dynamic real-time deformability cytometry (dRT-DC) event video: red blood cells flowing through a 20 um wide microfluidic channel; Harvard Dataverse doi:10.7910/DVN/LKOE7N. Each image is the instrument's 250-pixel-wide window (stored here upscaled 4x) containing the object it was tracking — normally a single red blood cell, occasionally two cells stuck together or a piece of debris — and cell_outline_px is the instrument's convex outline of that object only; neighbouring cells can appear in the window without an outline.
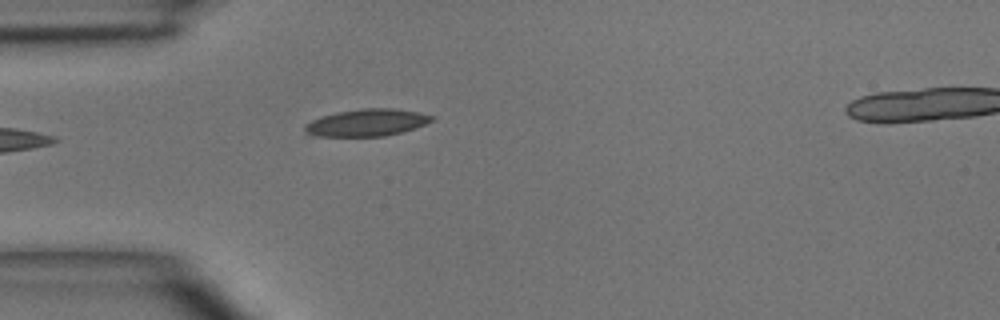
{"species": "common noctule bat (a hibernating species)", "species_latin": "Nyctalus noctula", "temperature_condition": "room temperature", "stored_images_in_passage": 4, "camera_frame_rate_fps": 3000, "um_per_image_px": 0.085, "animal": {"sex": "male", "body_mass_g": 15.6}, "frame": {"image": 1, "passage_image": 4, "time_ms": 3.333, "image_size_px": [1000, 320], "cell_outline_px": [[436, 120], [400, 132], [384, 136], [312, 136], [304, 128], [304, 124], [320, 116], [336, 112], [364, 108], [392, 108], [416, 112], [436, 116]], "centroid_in_image_um": [31.17, 10.41], "position_along_channel_um": 53.8, "area_um2": 19.94}}